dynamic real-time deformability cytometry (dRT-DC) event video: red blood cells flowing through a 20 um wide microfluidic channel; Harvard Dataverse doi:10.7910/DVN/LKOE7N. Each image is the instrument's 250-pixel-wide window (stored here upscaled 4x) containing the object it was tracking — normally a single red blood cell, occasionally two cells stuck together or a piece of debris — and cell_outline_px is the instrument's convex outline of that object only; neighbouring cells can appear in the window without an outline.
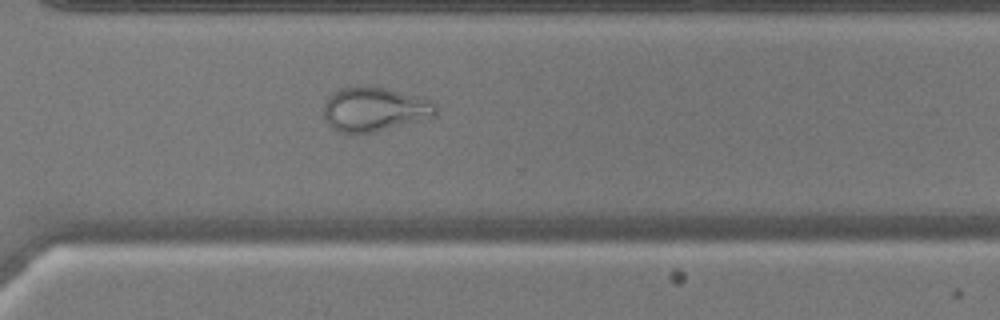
{"species": "common noctule bat (a hibernating species)", "species_latin": "Nyctalus noctula", "temperature_condition": "warm", "stored_images_in_passage": 50, "camera_frame_rate_fps": 3000, "um_per_image_px": 0.085, "animal": {"sex": "male", "body_mass_g": 17.9, "forearm_length_mm": 54.2}, "frame": {"image": 1, "passage_image": 36, "time_ms": 11.667, "image_size_px": [1000, 320], "cell_outline_px": [[436, 112], [432, 116], [420, 120], [376, 132], [336, 132], [324, 120], [324, 100], [332, 92], [340, 88], [360, 84], [368, 84], [420, 96], [436, 104]], "centroid_in_image_um": [31.76, 9.25], "position_along_channel_um": 338.8, "area_um2": 29.25}}